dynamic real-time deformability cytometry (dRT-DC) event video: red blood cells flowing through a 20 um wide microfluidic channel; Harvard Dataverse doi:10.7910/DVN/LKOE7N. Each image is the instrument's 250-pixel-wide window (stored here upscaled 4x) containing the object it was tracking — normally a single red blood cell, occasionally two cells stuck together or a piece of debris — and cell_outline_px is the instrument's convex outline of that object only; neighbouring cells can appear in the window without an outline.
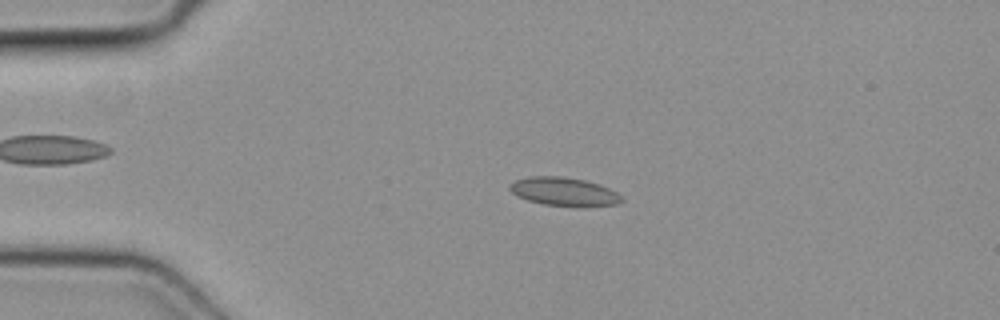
{"species": "common noctule bat (a hibernating species)", "species_latin": "Nyctalus noctula", "temperature_condition": "cold", "stored_images_in_passage": 49, "camera_frame_rate_fps": 3000, "um_per_image_px": 0.085, "animal": {"sex": "female", "body_mass_g": 19.3, "forearm_length_mm": 54.1}, "frame": {"image": 1, "passage_image": 11, "time_ms": 3.333, "image_size_px": [1000, 320], "cell_outline_px": [[624, 200], [616, 204], [580, 208], [544, 204], [528, 200], [512, 192], [508, 188], [508, 184], [516, 180], [528, 176], [564, 176], [584, 180], [600, 184], [616, 192]], "centroid_in_image_um": [47.95, 16.3], "position_along_channel_um": 37.0, "area_um2": 18.79}}
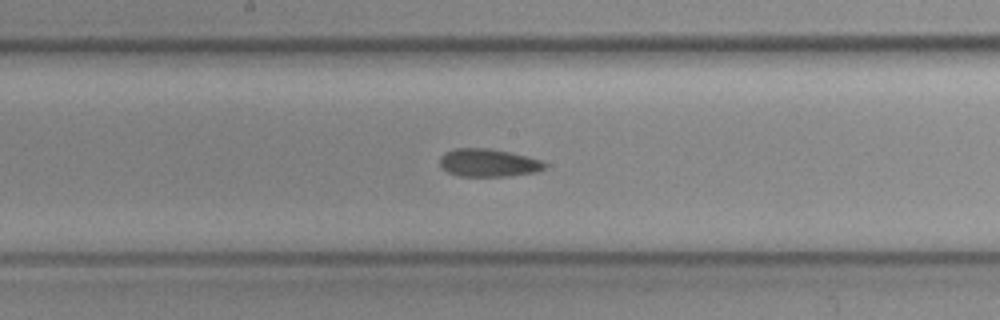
{"frame": {"image": 2, "passage_image": 26, "time_ms": 8.333, "image_size_px": [1000, 320], "cell_outline_px": [[548, 164], [540, 172], [512, 176], [460, 176], [448, 172], [440, 168], [440, 156], [444, 152], [456, 148], [488, 148], [508, 152], [540, 160]], "centroid_in_image_um": [41.5, 13.85], "position_along_channel_um": 206.7, "area_um2": 17.17}}
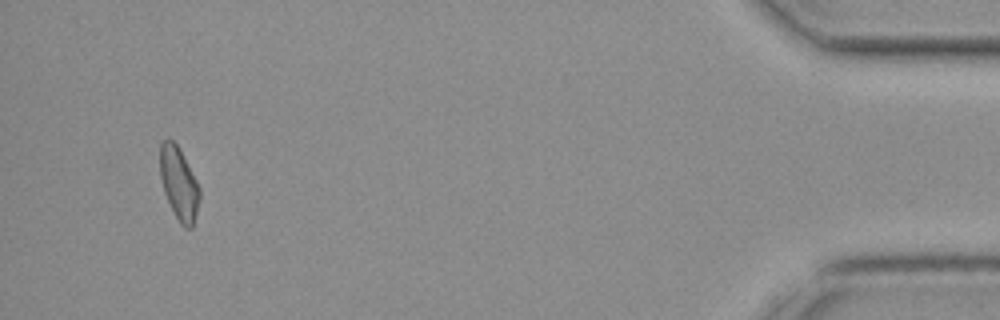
{"frame": {"image": 3, "passage_image": 47, "time_ms": 15.333, "image_size_px": [1000, 320], "cell_outline_px": [[200, 200], [192, 228], [184, 228], [180, 224], [164, 192], [160, 176], [160, 144], [164, 140], [172, 140], [176, 144], [196, 180], [200, 188]], "centroid_in_image_um": [15.21, 15.63], "position_along_channel_um": 420.0, "area_um2": 16.42}}